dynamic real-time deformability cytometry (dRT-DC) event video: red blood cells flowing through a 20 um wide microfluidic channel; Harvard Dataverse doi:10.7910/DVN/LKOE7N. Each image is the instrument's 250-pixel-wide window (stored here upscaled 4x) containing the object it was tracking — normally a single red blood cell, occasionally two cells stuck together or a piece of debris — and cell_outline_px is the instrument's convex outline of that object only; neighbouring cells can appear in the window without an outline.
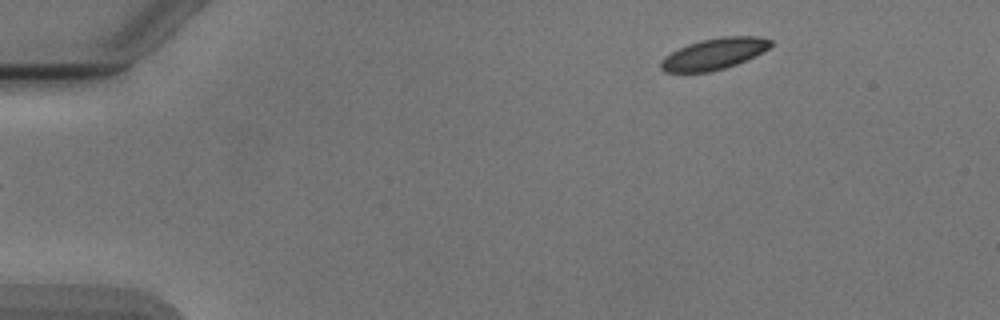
{"species": "Egyptian fruit bat (a non-hibernating species)", "species_latin": "Rousettus aegyptiacus", "temperature_condition": "cold", "stored_images_in_passage": 47, "camera_frame_rate_fps": 3000, "um_per_image_px": 0.085, "animal": {"sex": "male"}, "frame": {"image": 1, "passage_image": 1, "time_ms": 0.0, "image_size_px": [1000, 320], "cell_outline_px": [[772, 44], [768, 48], [756, 56], [736, 64], [712, 72], [664, 72], [660, 68], [660, 60], [664, 56], [688, 44], [700, 40], [720, 36], [760, 36], [772, 40]], "centroid_in_image_um": [60.69, 4.57], "position_along_channel_um": 24.3, "area_um2": 20.11}}
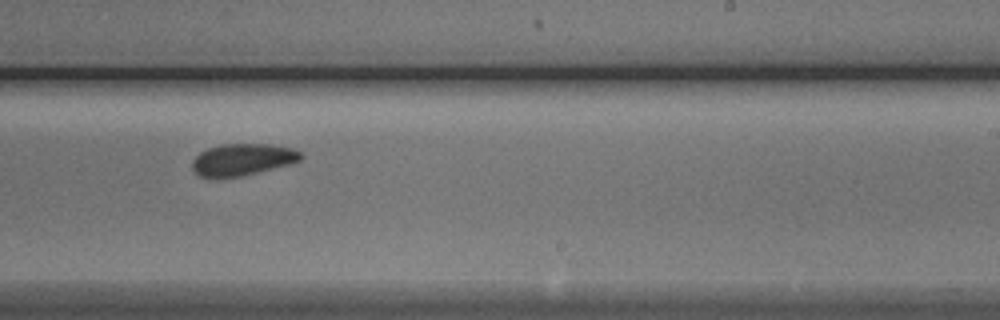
{"frame": {"image": 2, "passage_image": 27, "time_ms": 8.667, "image_size_px": [1000, 320], "cell_outline_px": [[304, 156], [300, 160], [292, 164], [240, 176], [200, 176], [192, 168], [192, 160], [200, 152], [208, 148], [220, 144], [268, 144], [292, 148], [300, 152]], "centroid_in_image_um": [20.64, 13.54], "position_along_channel_um": 268.4, "area_um2": 19.88}}
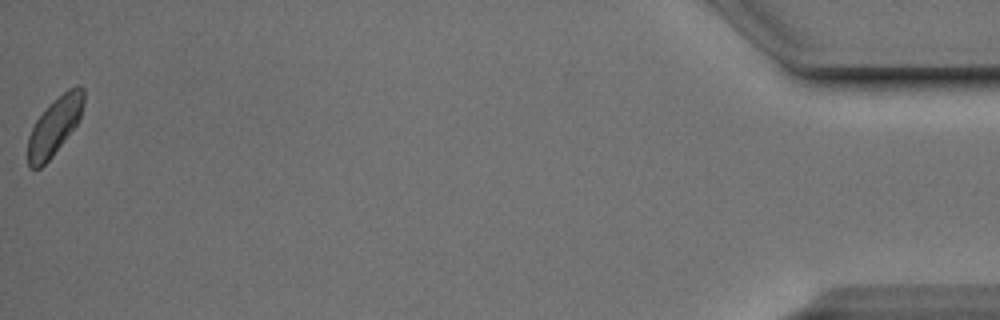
{"frame": {"image": 3, "passage_image": 47, "time_ms": 15.333, "image_size_px": [1000, 320], "cell_outline_px": [[84, 104], [80, 116], [76, 124], [52, 156], [40, 168], [32, 168], [28, 164], [28, 136], [36, 120], [68, 88], [76, 84], [80, 84], [84, 88]], "centroid_in_image_um": [4.66, 10.7], "position_along_channel_um": 430.5, "area_um2": 18.15}, "authors_computed_cell_mechanics": {"area_um2": 20.2878, "velocity_mm_per_s": 3.8425, "shape_relaxation_time_tau1_ms": 3.7199, "shape_relaxation_time_tau2_ms": null, "deformation_change_tau1": 0.0819, "deformation_change_tau2": null}}